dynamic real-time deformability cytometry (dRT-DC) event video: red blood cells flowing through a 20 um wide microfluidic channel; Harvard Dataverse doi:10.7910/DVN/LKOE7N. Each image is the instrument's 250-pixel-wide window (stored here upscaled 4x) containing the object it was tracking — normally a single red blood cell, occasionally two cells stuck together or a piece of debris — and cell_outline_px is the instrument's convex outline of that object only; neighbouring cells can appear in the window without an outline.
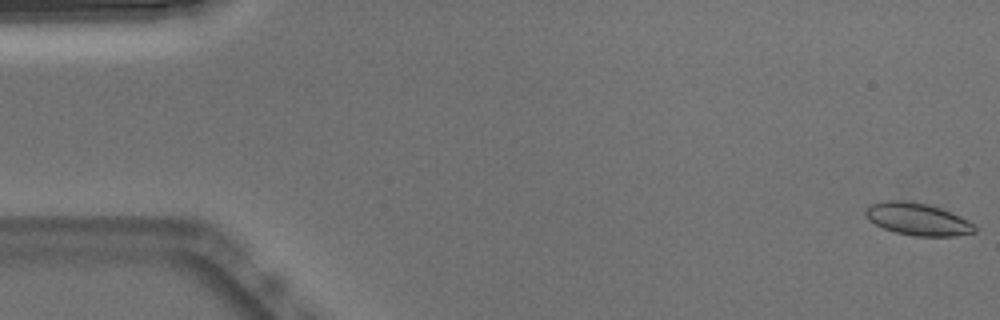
{"species": "Egyptian fruit bat (a non-hibernating species)", "species_latin": "Rousettus aegyptiacus", "temperature_condition": "warm", "stored_images_in_passage": 54, "camera_frame_rate_fps": 3000, "um_per_image_px": 0.085, "animal": {"sex": "male"}, "frame": {"image": 1, "passage_image": 1, "time_ms": 0.0, "image_size_px": [1000, 320], "cell_outline_px": [[976, 232], [956, 236], [912, 236], [896, 232], [884, 228], [868, 220], [864, 212], [868, 204], [884, 200], [904, 200], [928, 204], [940, 208], [960, 216], [968, 220], [976, 228]], "centroid_in_image_um": [77.97, 18.62], "position_along_channel_um": 7.0, "area_um2": 20.63}}
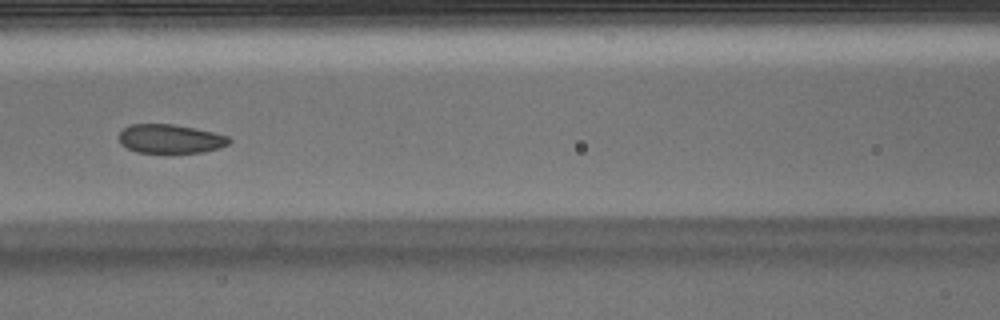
{"frame": {"image": 2, "passage_image": 23, "time_ms": 7.333, "image_size_px": [1000, 320], "cell_outline_px": [[232, 140], [228, 144], [220, 148], [204, 152], [172, 156], [164, 156], [136, 152], [120, 144], [120, 132], [124, 128], [132, 124], [172, 124], [196, 128], [228, 136]], "centroid_in_image_um": [14.49, 11.86], "position_along_channel_um": 152.1, "area_um2": 19.54}}
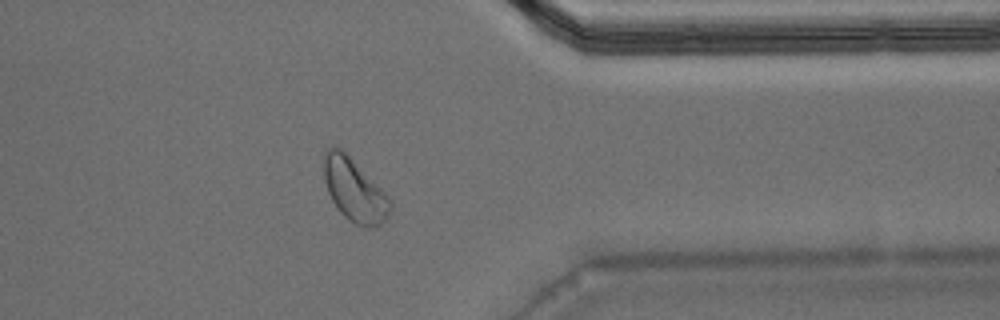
{"frame": {"image": 3, "passage_image": 42, "time_ms": 13.667, "image_size_px": [1000, 320], "cell_outline_px": [[392, 208], [388, 216], [376, 228], [364, 228], [348, 220], [340, 212], [332, 200], [328, 192], [324, 180], [324, 152], [328, 148], [340, 148], [392, 200]], "centroid_in_image_um": [30.13, 16.22], "position_along_channel_um": 381.3, "area_um2": 23.93}, "authors_computed_cell_mechanics": {"area_um2": 20.5768, "velocity_mm_per_s": 3.8179, "shape_relaxation_time_tau1_ms": 3.0451, "shape_relaxation_time_tau2_ms": 5.7328, "deformation_change_tau1": 0.0698, "deformation_change_tau2": 0.0859}}